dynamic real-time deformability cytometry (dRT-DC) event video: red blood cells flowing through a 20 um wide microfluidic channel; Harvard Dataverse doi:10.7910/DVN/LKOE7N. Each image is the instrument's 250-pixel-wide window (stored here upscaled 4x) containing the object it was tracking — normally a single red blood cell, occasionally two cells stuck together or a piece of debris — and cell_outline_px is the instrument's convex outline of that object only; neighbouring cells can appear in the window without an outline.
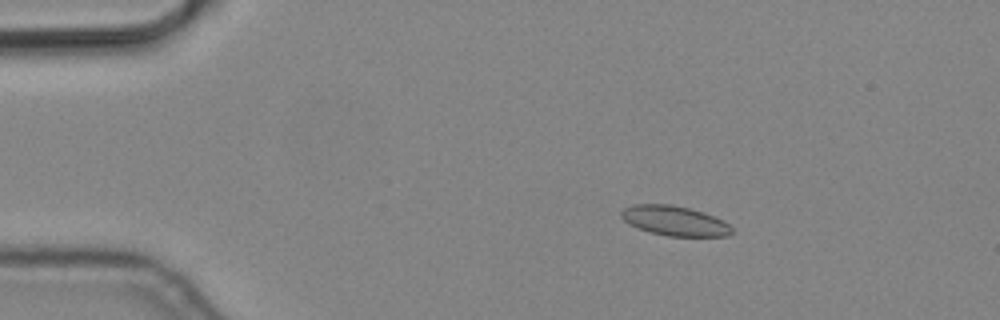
{"species": "common noctule bat (a hibernating species)", "species_latin": "Nyctalus noctula", "temperature_condition": "cold", "stored_images_in_passage": 4, "camera_frame_rate_fps": 3000, "um_per_image_px": 0.085, "animal": {"sex": "male", "body_mass_g": 19.2, "forearm_length_mm": 51.8}, "frame": {"image": 1, "passage_image": 2, "time_ms": 0.333, "image_size_px": [1000, 320], "cell_outline_px": [[732, 232], [728, 236], [668, 236], [652, 232], [628, 224], [620, 216], [620, 212], [624, 208], [632, 204], [672, 204], [704, 212], [724, 220], [732, 228]], "centroid_in_image_um": [57.34, 18.75], "position_along_channel_um": 27.7, "area_um2": 19.19}}